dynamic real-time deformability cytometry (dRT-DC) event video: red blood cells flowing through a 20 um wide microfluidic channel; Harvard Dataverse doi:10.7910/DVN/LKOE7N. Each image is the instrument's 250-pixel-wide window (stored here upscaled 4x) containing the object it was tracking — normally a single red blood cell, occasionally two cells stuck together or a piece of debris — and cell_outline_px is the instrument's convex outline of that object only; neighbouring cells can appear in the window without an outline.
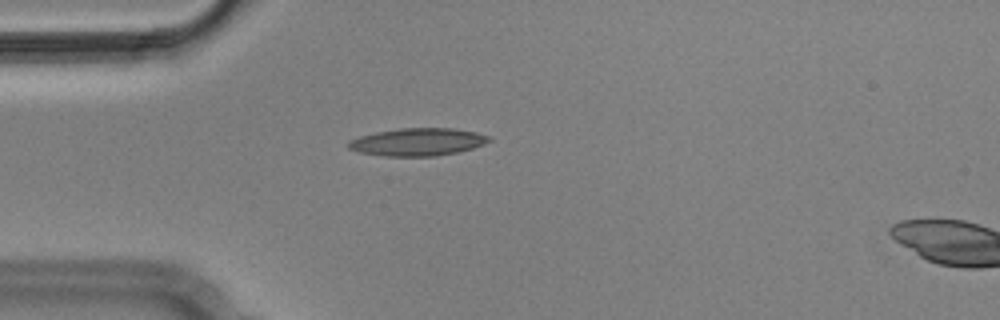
{"species": "Egyptian fruit bat (a non-hibernating species)", "species_latin": "Rousettus aegyptiacus", "temperature_condition": "cold", "stored_images_in_passage": 3, "segment_of_instrument_passage": [1, 2], "camera_frame_rate_fps": 3000, "um_per_image_px": 0.085, "animal": {"sex": "male"}, "frame": {"image": 1, "passage_image": 2, "time_ms": 0.333, "image_size_px": [1000, 320], "cell_outline_px": [[492, 140], [484, 144], [472, 148], [456, 152], [436, 156], [384, 156], [360, 152], [348, 148], [348, 140], [360, 136], [376, 132], [400, 128], [452, 128], [476, 132], [488, 136]], "centroid_in_image_um": [35.49, 12.06], "position_along_channel_um": 49.5, "area_um2": 22.54}}